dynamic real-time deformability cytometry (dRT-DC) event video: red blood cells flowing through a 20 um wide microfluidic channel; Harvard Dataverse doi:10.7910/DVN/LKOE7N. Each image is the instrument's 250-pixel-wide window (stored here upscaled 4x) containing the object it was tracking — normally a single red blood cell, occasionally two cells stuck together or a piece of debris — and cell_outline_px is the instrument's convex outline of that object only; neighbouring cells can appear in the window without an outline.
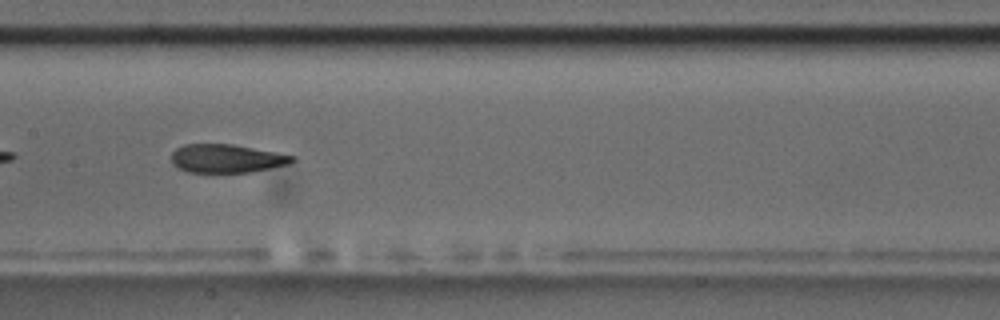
{"species": "common noctule bat (a hibernating species)", "species_latin": "Nyctalus noctula", "temperature_condition": "room temperature", "stored_images_in_passage": 40, "camera_frame_rate_fps": 3000, "um_per_image_px": 0.085, "animal": {"sex": "male", "body_mass_g": 17.5, "forearm_length_mm": 52.3}, "frame": {"image": 1, "passage_image": 12, "time_ms": 3.667, "image_size_px": [1000, 320], "cell_outline_px": [[296, 160], [288, 164], [252, 172], [188, 172], [172, 164], [172, 152], [176, 148], [184, 144], [232, 144], [276, 152], [296, 156]], "centroid_in_image_um": [19.27, 13.47], "position_along_channel_um": 188.1, "area_um2": 20.0}}
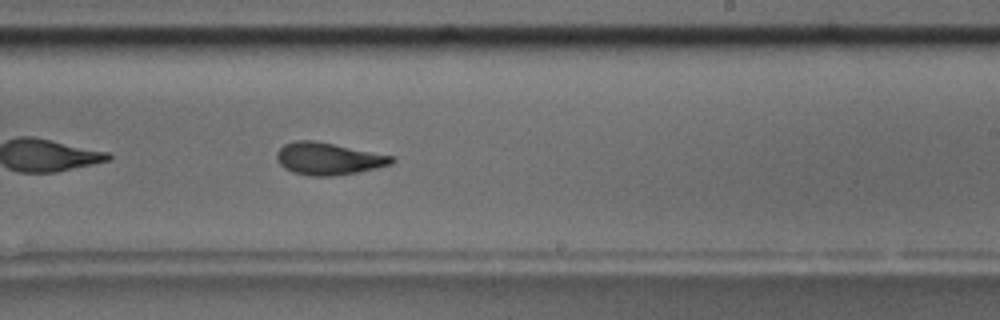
{"frame": {"image": 2, "passage_image": 18, "time_ms": 5.667, "image_size_px": [1000, 320], "cell_outline_px": [[396, 160], [392, 164], [356, 172], [332, 176], [308, 176], [292, 172], [284, 168], [276, 160], [276, 152], [284, 144], [296, 140], [316, 140], [396, 156]], "centroid_in_image_um": [27.91, 13.48], "position_along_channel_um": 261.1, "area_um2": 21.85}, "authors_computed_cell_mechanics": {"area_um2": 21.5594, "velocity_mm_per_s": 3.6579, "shape_relaxation_time_tau1_ms": 4.3882, "shape_relaxation_time_tau2_ms": 2.2012, "deformation_change_tau1": 0.1711, "deformation_change_tau2": 0.0886}}